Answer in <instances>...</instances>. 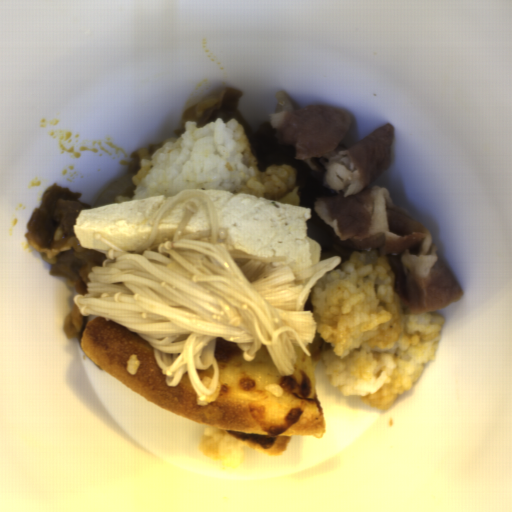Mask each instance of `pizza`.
<instances>
[{"mask_svg":"<svg viewBox=\"0 0 512 512\" xmlns=\"http://www.w3.org/2000/svg\"><path fill=\"white\" fill-rule=\"evenodd\" d=\"M80 341L95 365L144 399L223 429L265 454L280 455L292 437L326 430L312 358L300 345L291 343L297 354L294 372L282 376L264 345L252 361H246L244 351L233 341L218 336L217 386L201 400L187 371L176 386L169 387L151 344L107 317L88 320Z\"/></svg>","mask_w":512,"mask_h":512,"instance_id":"1","label":"pizza"}]
</instances>
